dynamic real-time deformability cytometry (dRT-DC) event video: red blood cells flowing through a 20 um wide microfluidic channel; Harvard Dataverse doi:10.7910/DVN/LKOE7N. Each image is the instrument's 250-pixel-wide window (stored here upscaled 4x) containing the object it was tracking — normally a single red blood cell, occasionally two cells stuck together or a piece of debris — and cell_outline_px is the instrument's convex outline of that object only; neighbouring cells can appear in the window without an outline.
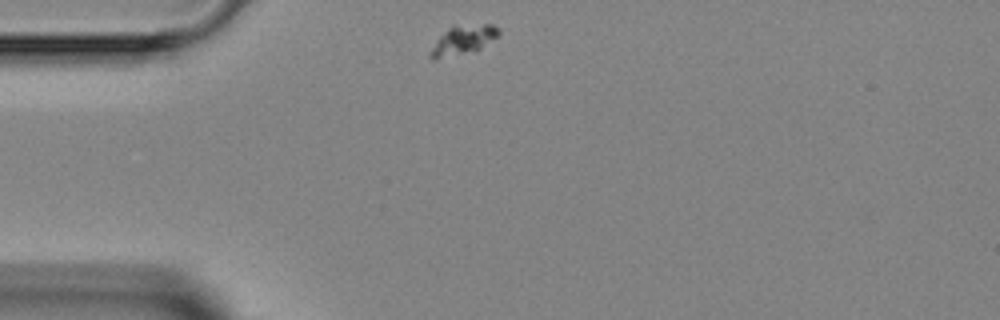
{"species": "Egyptian fruit bat (a non-hibernating species)", "species_latin": "Rousettus aegyptiacus", "temperature_condition": "room temperature", "stored_images_in_passage": 1, "camera_frame_rate_fps": 3000, "um_per_image_px": 0.085, "animal": {"sex": "female"}, "frame": {"image": 1, "passage_image": 1, "time_ms": 0.0, "image_size_px": [1000, 320], "cell_outline_px": [[500, 32], [496, 36], [476, 52], [436, 60], [432, 60], [428, 56], [436, 40], [452, 24], [492, 24], [500, 28]], "centroid_in_image_um": [39.34, 3.41], "position_along_channel_um": 45.7, "area_um2": 12.02}}